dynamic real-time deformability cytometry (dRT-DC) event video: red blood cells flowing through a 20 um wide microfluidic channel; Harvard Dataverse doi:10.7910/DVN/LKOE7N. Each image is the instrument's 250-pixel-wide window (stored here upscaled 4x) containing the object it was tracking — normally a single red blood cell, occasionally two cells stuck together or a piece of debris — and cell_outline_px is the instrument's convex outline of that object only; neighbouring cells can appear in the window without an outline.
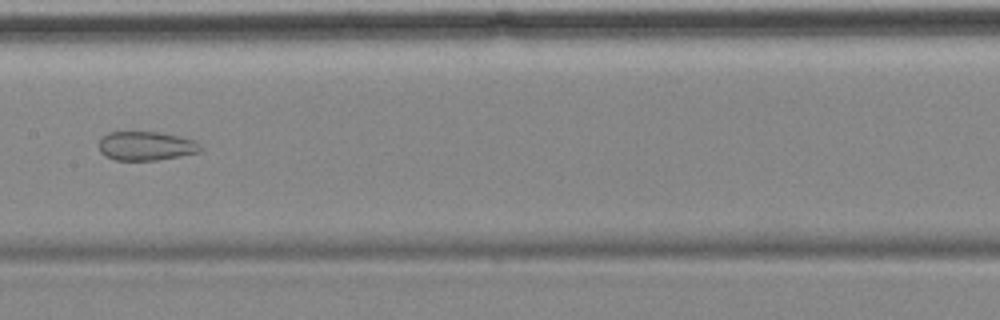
{"species": "common noctule bat (a hibernating species)", "species_latin": "Nyctalus noctula", "temperature_condition": "cold", "stored_images_in_passage": 14, "camera_frame_rate_fps": 3000, "um_per_image_px": 0.085, "animal": {"sex": "female", "body_mass_g": 18.4}, "frame": {"image": 1, "passage_image": 7, "time_ms": 8.333, "image_size_px": [1000, 320], "cell_outline_px": [[204, 148], [200, 152], [180, 156], [156, 160], [116, 160], [104, 156], [100, 152], [100, 136], [108, 132], [156, 132], [180, 136], [196, 140]], "centroid_in_image_um": [12.43, 12.4], "position_along_channel_um": 195.0, "area_um2": 17.34}, "authors_computed_cell_mechanics": {"area_um2": 24.6806, "velocity_mm_per_s": 3.5344, "shape_relaxation_time_tau1_ms": null, "shape_relaxation_time_tau2_ms": 1.1441, "deformation_change_tau1": null, "deformation_change_tau2": 0.0698}}